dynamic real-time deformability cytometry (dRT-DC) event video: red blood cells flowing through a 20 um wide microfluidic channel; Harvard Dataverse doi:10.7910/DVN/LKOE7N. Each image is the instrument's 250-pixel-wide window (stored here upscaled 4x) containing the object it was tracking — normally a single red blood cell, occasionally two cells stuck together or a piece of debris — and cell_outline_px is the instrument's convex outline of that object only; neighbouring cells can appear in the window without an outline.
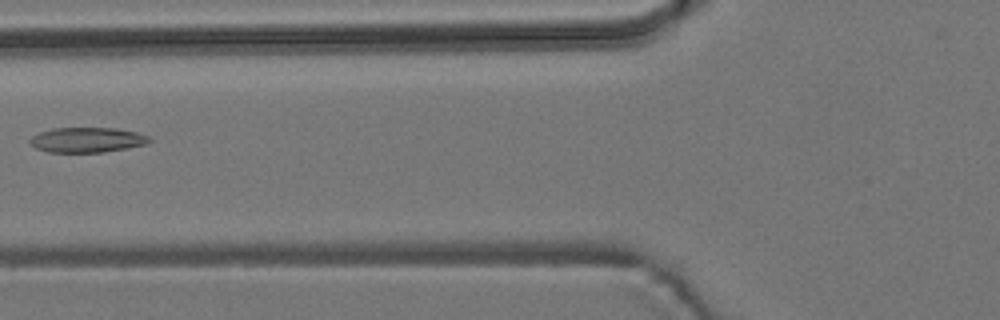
{"species": "common noctule bat (a hibernating species)", "species_latin": "Nyctalus noctula", "temperature_condition": "room temperature", "stored_images_in_passage": 6, "camera_frame_rate_fps": 3000, "um_per_image_px": 0.085, "animal": {"sex": "male", "body_mass_g": 19.2, "forearm_length_mm": 51.8}, "frame": {"image": 1, "passage_image": 6, "time_ms": 5.667, "image_size_px": [1000, 320], "cell_outline_px": [[152, 140], [148, 144], [104, 152], [48, 152], [36, 148], [28, 140], [32, 136], [40, 132], [52, 128], [116, 128], [136, 132], [148, 136]], "centroid_in_image_um": [7.41, 11.89], "position_along_channel_um": 118.4, "area_um2": 17.4}}